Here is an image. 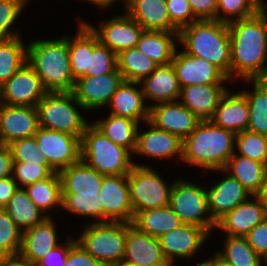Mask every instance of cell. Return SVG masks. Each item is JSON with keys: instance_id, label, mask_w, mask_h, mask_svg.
<instances>
[{"instance_id": "6da1fadb", "label": "cell", "mask_w": 267, "mask_h": 266, "mask_svg": "<svg viewBox=\"0 0 267 266\" xmlns=\"http://www.w3.org/2000/svg\"><path fill=\"white\" fill-rule=\"evenodd\" d=\"M231 39L230 81L267 79V11L228 23ZM236 75V76H235Z\"/></svg>"}, {"instance_id": "7a4b0ae2", "label": "cell", "mask_w": 267, "mask_h": 266, "mask_svg": "<svg viewBox=\"0 0 267 266\" xmlns=\"http://www.w3.org/2000/svg\"><path fill=\"white\" fill-rule=\"evenodd\" d=\"M235 136L210 120L200 121L183 141L182 162L211 172L223 170L236 152Z\"/></svg>"}, {"instance_id": "3957f363", "label": "cell", "mask_w": 267, "mask_h": 266, "mask_svg": "<svg viewBox=\"0 0 267 266\" xmlns=\"http://www.w3.org/2000/svg\"><path fill=\"white\" fill-rule=\"evenodd\" d=\"M27 62L47 92H73L76 81L70 67L68 35L32 40L27 46Z\"/></svg>"}, {"instance_id": "277c9868", "label": "cell", "mask_w": 267, "mask_h": 266, "mask_svg": "<svg viewBox=\"0 0 267 266\" xmlns=\"http://www.w3.org/2000/svg\"><path fill=\"white\" fill-rule=\"evenodd\" d=\"M183 50L218 67L230 80L231 39L228 23L199 20L179 31Z\"/></svg>"}, {"instance_id": "5b68a950", "label": "cell", "mask_w": 267, "mask_h": 266, "mask_svg": "<svg viewBox=\"0 0 267 266\" xmlns=\"http://www.w3.org/2000/svg\"><path fill=\"white\" fill-rule=\"evenodd\" d=\"M81 160L104 176L128 175L134 165L126 148L115 144L92 122L80 139Z\"/></svg>"}, {"instance_id": "8992f818", "label": "cell", "mask_w": 267, "mask_h": 266, "mask_svg": "<svg viewBox=\"0 0 267 266\" xmlns=\"http://www.w3.org/2000/svg\"><path fill=\"white\" fill-rule=\"evenodd\" d=\"M36 108L39 127L48 130L64 132L81 139L90 124L79 112L84 108L73 92H47Z\"/></svg>"}, {"instance_id": "52a82bcc", "label": "cell", "mask_w": 267, "mask_h": 266, "mask_svg": "<svg viewBox=\"0 0 267 266\" xmlns=\"http://www.w3.org/2000/svg\"><path fill=\"white\" fill-rule=\"evenodd\" d=\"M76 241L103 266H114L125 254L127 223L118 221H91Z\"/></svg>"}, {"instance_id": "ba28073f", "label": "cell", "mask_w": 267, "mask_h": 266, "mask_svg": "<svg viewBox=\"0 0 267 266\" xmlns=\"http://www.w3.org/2000/svg\"><path fill=\"white\" fill-rule=\"evenodd\" d=\"M127 176L134 216L141 211L169 205L173 183L167 184L152 167L134 162Z\"/></svg>"}, {"instance_id": "9c48e42d", "label": "cell", "mask_w": 267, "mask_h": 266, "mask_svg": "<svg viewBox=\"0 0 267 266\" xmlns=\"http://www.w3.org/2000/svg\"><path fill=\"white\" fill-rule=\"evenodd\" d=\"M184 179L173 181L169 206L184 224L204 228L209 234L216 227L208 209L206 188Z\"/></svg>"}, {"instance_id": "30bf717a", "label": "cell", "mask_w": 267, "mask_h": 266, "mask_svg": "<svg viewBox=\"0 0 267 266\" xmlns=\"http://www.w3.org/2000/svg\"><path fill=\"white\" fill-rule=\"evenodd\" d=\"M40 152L57 173L81 159L80 138L42 127L34 135Z\"/></svg>"}, {"instance_id": "8fae6325", "label": "cell", "mask_w": 267, "mask_h": 266, "mask_svg": "<svg viewBox=\"0 0 267 266\" xmlns=\"http://www.w3.org/2000/svg\"><path fill=\"white\" fill-rule=\"evenodd\" d=\"M102 203V220L132 223L134 213L127 175L104 176L98 194Z\"/></svg>"}, {"instance_id": "7c38bea8", "label": "cell", "mask_w": 267, "mask_h": 266, "mask_svg": "<svg viewBox=\"0 0 267 266\" xmlns=\"http://www.w3.org/2000/svg\"><path fill=\"white\" fill-rule=\"evenodd\" d=\"M0 91L2 104L33 107H36L47 93L39 76L28 62L0 86Z\"/></svg>"}, {"instance_id": "4fadbf2b", "label": "cell", "mask_w": 267, "mask_h": 266, "mask_svg": "<svg viewBox=\"0 0 267 266\" xmlns=\"http://www.w3.org/2000/svg\"><path fill=\"white\" fill-rule=\"evenodd\" d=\"M123 80L117 68L101 76H84L76 80L73 94L84 111L100 109L109 104Z\"/></svg>"}, {"instance_id": "5bb4252c", "label": "cell", "mask_w": 267, "mask_h": 266, "mask_svg": "<svg viewBox=\"0 0 267 266\" xmlns=\"http://www.w3.org/2000/svg\"><path fill=\"white\" fill-rule=\"evenodd\" d=\"M124 14L113 16L96 28L85 22L98 36L99 41L108 46L116 55L121 51L136 47L141 34L145 30L125 11Z\"/></svg>"}, {"instance_id": "9a60e30c", "label": "cell", "mask_w": 267, "mask_h": 266, "mask_svg": "<svg viewBox=\"0 0 267 266\" xmlns=\"http://www.w3.org/2000/svg\"><path fill=\"white\" fill-rule=\"evenodd\" d=\"M204 228L191 224H182L178 228L161 235L158 239L166 260L172 266L175 258L189 259L197 254L199 249L209 239Z\"/></svg>"}, {"instance_id": "2e32d148", "label": "cell", "mask_w": 267, "mask_h": 266, "mask_svg": "<svg viewBox=\"0 0 267 266\" xmlns=\"http://www.w3.org/2000/svg\"><path fill=\"white\" fill-rule=\"evenodd\" d=\"M172 59V64L176 71V76L181 88L192 85L204 84H224L230 80L215 65L203 58L187 54L183 49L177 52Z\"/></svg>"}, {"instance_id": "e0dca14e", "label": "cell", "mask_w": 267, "mask_h": 266, "mask_svg": "<svg viewBox=\"0 0 267 266\" xmlns=\"http://www.w3.org/2000/svg\"><path fill=\"white\" fill-rule=\"evenodd\" d=\"M148 121L185 140L201 121L179 101L150 105Z\"/></svg>"}, {"instance_id": "ac0fdd59", "label": "cell", "mask_w": 267, "mask_h": 266, "mask_svg": "<svg viewBox=\"0 0 267 266\" xmlns=\"http://www.w3.org/2000/svg\"><path fill=\"white\" fill-rule=\"evenodd\" d=\"M39 128L37 108L0 104V144L32 137Z\"/></svg>"}, {"instance_id": "d6986e66", "label": "cell", "mask_w": 267, "mask_h": 266, "mask_svg": "<svg viewBox=\"0 0 267 266\" xmlns=\"http://www.w3.org/2000/svg\"><path fill=\"white\" fill-rule=\"evenodd\" d=\"M226 173L219 182L213 183L210 189H206L208 209L212 219L217 222L226 213L234 210L239 204L252 195L247 189L234 177L230 176L224 170H213Z\"/></svg>"}, {"instance_id": "ffe728a7", "label": "cell", "mask_w": 267, "mask_h": 266, "mask_svg": "<svg viewBox=\"0 0 267 266\" xmlns=\"http://www.w3.org/2000/svg\"><path fill=\"white\" fill-rule=\"evenodd\" d=\"M123 260L140 266H171L163 255L160 241L127 223V237Z\"/></svg>"}, {"instance_id": "44dd1931", "label": "cell", "mask_w": 267, "mask_h": 266, "mask_svg": "<svg viewBox=\"0 0 267 266\" xmlns=\"http://www.w3.org/2000/svg\"><path fill=\"white\" fill-rule=\"evenodd\" d=\"M150 128L140 134L137 131V144L134 154L148 158L170 159L183 157V140L178 136L155 127L149 121L145 122ZM177 156V157H176Z\"/></svg>"}, {"instance_id": "7402d4cb", "label": "cell", "mask_w": 267, "mask_h": 266, "mask_svg": "<svg viewBox=\"0 0 267 266\" xmlns=\"http://www.w3.org/2000/svg\"><path fill=\"white\" fill-rule=\"evenodd\" d=\"M234 210L226 213L216 222L215 229L223 230L225 235L245 237L249 231L267 216L262 201L252 195Z\"/></svg>"}, {"instance_id": "603a6c76", "label": "cell", "mask_w": 267, "mask_h": 266, "mask_svg": "<svg viewBox=\"0 0 267 266\" xmlns=\"http://www.w3.org/2000/svg\"><path fill=\"white\" fill-rule=\"evenodd\" d=\"M138 86L139 82L123 80L107 105L112 115L129 118L139 124L148 121L151 104L146 105L142 88Z\"/></svg>"}, {"instance_id": "cb8c5ba5", "label": "cell", "mask_w": 267, "mask_h": 266, "mask_svg": "<svg viewBox=\"0 0 267 266\" xmlns=\"http://www.w3.org/2000/svg\"><path fill=\"white\" fill-rule=\"evenodd\" d=\"M227 90L223 84H196L181 88L178 101L201 121L210 120Z\"/></svg>"}, {"instance_id": "d4e9b609", "label": "cell", "mask_w": 267, "mask_h": 266, "mask_svg": "<svg viewBox=\"0 0 267 266\" xmlns=\"http://www.w3.org/2000/svg\"><path fill=\"white\" fill-rule=\"evenodd\" d=\"M210 121L218 127L235 134L247 130L249 123V107L246 97L240 92L230 90L220 99Z\"/></svg>"}, {"instance_id": "484cf974", "label": "cell", "mask_w": 267, "mask_h": 266, "mask_svg": "<svg viewBox=\"0 0 267 266\" xmlns=\"http://www.w3.org/2000/svg\"><path fill=\"white\" fill-rule=\"evenodd\" d=\"M53 217H47L42 223L28 228L22 233L20 255L36 264L59 244Z\"/></svg>"}, {"instance_id": "4316f807", "label": "cell", "mask_w": 267, "mask_h": 266, "mask_svg": "<svg viewBox=\"0 0 267 266\" xmlns=\"http://www.w3.org/2000/svg\"><path fill=\"white\" fill-rule=\"evenodd\" d=\"M140 83L145 100L155 104L175 102L180 96L181 87L172 63L159 65L148 77Z\"/></svg>"}, {"instance_id": "83f0119b", "label": "cell", "mask_w": 267, "mask_h": 266, "mask_svg": "<svg viewBox=\"0 0 267 266\" xmlns=\"http://www.w3.org/2000/svg\"><path fill=\"white\" fill-rule=\"evenodd\" d=\"M125 12L145 30L179 32L171 22L166 0H129Z\"/></svg>"}, {"instance_id": "f1b7e54d", "label": "cell", "mask_w": 267, "mask_h": 266, "mask_svg": "<svg viewBox=\"0 0 267 266\" xmlns=\"http://www.w3.org/2000/svg\"><path fill=\"white\" fill-rule=\"evenodd\" d=\"M58 174L62 193H76V195H98L104 178V175L81 159Z\"/></svg>"}, {"instance_id": "f546056e", "label": "cell", "mask_w": 267, "mask_h": 266, "mask_svg": "<svg viewBox=\"0 0 267 266\" xmlns=\"http://www.w3.org/2000/svg\"><path fill=\"white\" fill-rule=\"evenodd\" d=\"M174 38L179 41V32L144 30L136 47L158 65H167L177 49Z\"/></svg>"}, {"instance_id": "4dcf8cb0", "label": "cell", "mask_w": 267, "mask_h": 266, "mask_svg": "<svg viewBox=\"0 0 267 266\" xmlns=\"http://www.w3.org/2000/svg\"><path fill=\"white\" fill-rule=\"evenodd\" d=\"M182 224L184 223L169 205L141 211L132 221V225L138 230L157 238Z\"/></svg>"}, {"instance_id": "1f68e13d", "label": "cell", "mask_w": 267, "mask_h": 266, "mask_svg": "<svg viewBox=\"0 0 267 266\" xmlns=\"http://www.w3.org/2000/svg\"><path fill=\"white\" fill-rule=\"evenodd\" d=\"M223 170L238 180L251 195H257L264 183L267 166L234 153Z\"/></svg>"}, {"instance_id": "d6a6232c", "label": "cell", "mask_w": 267, "mask_h": 266, "mask_svg": "<svg viewBox=\"0 0 267 266\" xmlns=\"http://www.w3.org/2000/svg\"><path fill=\"white\" fill-rule=\"evenodd\" d=\"M252 83V91H240L248 102L247 130L267 136V79L244 80ZM248 81V82H247Z\"/></svg>"}, {"instance_id": "836d02e7", "label": "cell", "mask_w": 267, "mask_h": 266, "mask_svg": "<svg viewBox=\"0 0 267 266\" xmlns=\"http://www.w3.org/2000/svg\"><path fill=\"white\" fill-rule=\"evenodd\" d=\"M93 124L115 144L134 154L140 125L137 121L109 114L107 118L96 120Z\"/></svg>"}, {"instance_id": "e575fe53", "label": "cell", "mask_w": 267, "mask_h": 266, "mask_svg": "<svg viewBox=\"0 0 267 266\" xmlns=\"http://www.w3.org/2000/svg\"><path fill=\"white\" fill-rule=\"evenodd\" d=\"M4 210L22 231L42 223L48 217L31 201L24 188L14 193Z\"/></svg>"}, {"instance_id": "d590c367", "label": "cell", "mask_w": 267, "mask_h": 266, "mask_svg": "<svg viewBox=\"0 0 267 266\" xmlns=\"http://www.w3.org/2000/svg\"><path fill=\"white\" fill-rule=\"evenodd\" d=\"M24 189L31 201L48 217L50 214L47 211L56 207L62 208L61 179L57 172L46 179L27 185Z\"/></svg>"}, {"instance_id": "8d00e7d4", "label": "cell", "mask_w": 267, "mask_h": 266, "mask_svg": "<svg viewBox=\"0 0 267 266\" xmlns=\"http://www.w3.org/2000/svg\"><path fill=\"white\" fill-rule=\"evenodd\" d=\"M158 66L150 57L141 53L137 47L123 50L117 55V69L123 79L127 81L141 82Z\"/></svg>"}, {"instance_id": "74e56055", "label": "cell", "mask_w": 267, "mask_h": 266, "mask_svg": "<svg viewBox=\"0 0 267 266\" xmlns=\"http://www.w3.org/2000/svg\"><path fill=\"white\" fill-rule=\"evenodd\" d=\"M22 39L20 35L0 42V86L27 62V45Z\"/></svg>"}, {"instance_id": "f35d334b", "label": "cell", "mask_w": 267, "mask_h": 266, "mask_svg": "<svg viewBox=\"0 0 267 266\" xmlns=\"http://www.w3.org/2000/svg\"><path fill=\"white\" fill-rule=\"evenodd\" d=\"M77 25L76 35H68L70 67L75 81L86 75L89 62V26L83 19Z\"/></svg>"}, {"instance_id": "ab89813d", "label": "cell", "mask_w": 267, "mask_h": 266, "mask_svg": "<svg viewBox=\"0 0 267 266\" xmlns=\"http://www.w3.org/2000/svg\"><path fill=\"white\" fill-rule=\"evenodd\" d=\"M222 250L217 255L231 266H262L261 257L245 237L226 235Z\"/></svg>"}, {"instance_id": "60d3db41", "label": "cell", "mask_w": 267, "mask_h": 266, "mask_svg": "<svg viewBox=\"0 0 267 266\" xmlns=\"http://www.w3.org/2000/svg\"><path fill=\"white\" fill-rule=\"evenodd\" d=\"M117 68V55L89 27V62L85 76H98L113 72Z\"/></svg>"}, {"instance_id": "b9f144b4", "label": "cell", "mask_w": 267, "mask_h": 266, "mask_svg": "<svg viewBox=\"0 0 267 266\" xmlns=\"http://www.w3.org/2000/svg\"><path fill=\"white\" fill-rule=\"evenodd\" d=\"M240 156L250 158L267 166V136L244 130L235 136V150Z\"/></svg>"}, {"instance_id": "7bdbcfd3", "label": "cell", "mask_w": 267, "mask_h": 266, "mask_svg": "<svg viewBox=\"0 0 267 266\" xmlns=\"http://www.w3.org/2000/svg\"><path fill=\"white\" fill-rule=\"evenodd\" d=\"M76 216L90 217L99 222L102 219V203L98 195H76V193H62V208Z\"/></svg>"}, {"instance_id": "ee69618b", "label": "cell", "mask_w": 267, "mask_h": 266, "mask_svg": "<svg viewBox=\"0 0 267 266\" xmlns=\"http://www.w3.org/2000/svg\"><path fill=\"white\" fill-rule=\"evenodd\" d=\"M23 231L18 228L8 213L0 209V257L20 253Z\"/></svg>"}, {"instance_id": "f6af8a7d", "label": "cell", "mask_w": 267, "mask_h": 266, "mask_svg": "<svg viewBox=\"0 0 267 266\" xmlns=\"http://www.w3.org/2000/svg\"><path fill=\"white\" fill-rule=\"evenodd\" d=\"M259 11L251 0H217L216 20L230 23L252 17Z\"/></svg>"}, {"instance_id": "bcb514c9", "label": "cell", "mask_w": 267, "mask_h": 266, "mask_svg": "<svg viewBox=\"0 0 267 266\" xmlns=\"http://www.w3.org/2000/svg\"><path fill=\"white\" fill-rule=\"evenodd\" d=\"M27 1L30 0H0V35L4 39L21 35L19 31L12 28L27 6Z\"/></svg>"}, {"instance_id": "7dc6e473", "label": "cell", "mask_w": 267, "mask_h": 266, "mask_svg": "<svg viewBox=\"0 0 267 266\" xmlns=\"http://www.w3.org/2000/svg\"><path fill=\"white\" fill-rule=\"evenodd\" d=\"M52 173L56 172L49 165L13 162L12 178L19 188H25L29 184L46 179Z\"/></svg>"}, {"instance_id": "c3c4849f", "label": "cell", "mask_w": 267, "mask_h": 266, "mask_svg": "<svg viewBox=\"0 0 267 266\" xmlns=\"http://www.w3.org/2000/svg\"><path fill=\"white\" fill-rule=\"evenodd\" d=\"M13 162L38 163V165H49L44 155L40 152L35 137L17 139L8 144Z\"/></svg>"}, {"instance_id": "681fc988", "label": "cell", "mask_w": 267, "mask_h": 266, "mask_svg": "<svg viewBox=\"0 0 267 266\" xmlns=\"http://www.w3.org/2000/svg\"><path fill=\"white\" fill-rule=\"evenodd\" d=\"M166 8L171 22L179 30L199 21L187 0H166Z\"/></svg>"}, {"instance_id": "f907efd6", "label": "cell", "mask_w": 267, "mask_h": 266, "mask_svg": "<svg viewBox=\"0 0 267 266\" xmlns=\"http://www.w3.org/2000/svg\"><path fill=\"white\" fill-rule=\"evenodd\" d=\"M75 242V238L73 239L71 237L69 239L68 236L67 241L63 245L60 243L57 247L50 250L35 266H65L68 258V251Z\"/></svg>"}, {"instance_id": "816d5d0a", "label": "cell", "mask_w": 267, "mask_h": 266, "mask_svg": "<svg viewBox=\"0 0 267 266\" xmlns=\"http://www.w3.org/2000/svg\"><path fill=\"white\" fill-rule=\"evenodd\" d=\"M249 245L261 257L267 252V217L245 236Z\"/></svg>"}, {"instance_id": "f5cc1de1", "label": "cell", "mask_w": 267, "mask_h": 266, "mask_svg": "<svg viewBox=\"0 0 267 266\" xmlns=\"http://www.w3.org/2000/svg\"><path fill=\"white\" fill-rule=\"evenodd\" d=\"M65 266H103L93 258L77 241L70 247Z\"/></svg>"}, {"instance_id": "db71d44e", "label": "cell", "mask_w": 267, "mask_h": 266, "mask_svg": "<svg viewBox=\"0 0 267 266\" xmlns=\"http://www.w3.org/2000/svg\"><path fill=\"white\" fill-rule=\"evenodd\" d=\"M199 20H216L217 0H187Z\"/></svg>"}, {"instance_id": "11a10c76", "label": "cell", "mask_w": 267, "mask_h": 266, "mask_svg": "<svg viewBox=\"0 0 267 266\" xmlns=\"http://www.w3.org/2000/svg\"><path fill=\"white\" fill-rule=\"evenodd\" d=\"M18 189L19 187L12 176L0 179V209H4Z\"/></svg>"}, {"instance_id": "9f6ffc18", "label": "cell", "mask_w": 267, "mask_h": 266, "mask_svg": "<svg viewBox=\"0 0 267 266\" xmlns=\"http://www.w3.org/2000/svg\"><path fill=\"white\" fill-rule=\"evenodd\" d=\"M13 158L8 145L0 144V179L12 176Z\"/></svg>"}, {"instance_id": "6f0895ef", "label": "cell", "mask_w": 267, "mask_h": 266, "mask_svg": "<svg viewBox=\"0 0 267 266\" xmlns=\"http://www.w3.org/2000/svg\"><path fill=\"white\" fill-rule=\"evenodd\" d=\"M0 266H35L20 254L0 257Z\"/></svg>"}, {"instance_id": "680465c9", "label": "cell", "mask_w": 267, "mask_h": 266, "mask_svg": "<svg viewBox=\"0 0 267 266\" xmlns=\"http://www.w3.org/2000/svg\"><path fill=\"white\" fill-rule=\"evenodd\" d=\"M87 2L92 3L93 5L97 6L98 8H105L107 9V7L111 6L115 1L117 0H84ZM124 1V10L127 8L129 0H123Z\"/></svg>"}, {"instance_id": "91938a15", "label": "cell", "mask_w": 267, "mask_h": 266, "mask_svg": "<svg viewBox=\"0 0 267 266\" xmlns=\"http://www.w3.org/2000/svg\"><path fill=\"white\" fill-rule=\"evenodd\" d=\"M257 196L262 201V204L264 206L265 213H266V216H267V171H266V174H265L264 183L262 185V188H261L260 192L257 194Z\"/></svg>"}, {"instance_id": "94428289", "label": "cell", "mask_w": 267, "mask_h": 266, "mask_svg": "<svg viewBox=\"0 0 267 266\" xmlns=\"http://www.w3.org/2000/svg\"><path fill=\"white\" fill-rule=\"evenodd\" d=\"M211 266H231L221 257H219L216 253L211 257Z\"/></svg>"}, {"instance_id": "6125c7cd", "label": "cell", "mask_w": 267, "mask_h": 266, "mask_svg": "<svg viewBox=\"0 0 267 266\" xmlns=\"http://www.w3.org/2000/svg\"><path fill=\"white\" fill-rule=\"evenodd\" d=\"M260 10H267L264 0H251Z\"/></svg>"}, {"instance_id": "be15d7a7", "label": "cell", "mask_w": 267, "mask_h": 266, "mask_svg": "<svg viewBox=\"0 0 267 266\" xmlns=\"http://www.w3.org/2000/svg\"><path fill=\"white\" fill-rule=\"evenodd\" d=\"M114 266H140V265L131 263L129 261L122 260L121 262H119L118 264H116Z\"/></svg>"}, {"instance_id": "e7e4bbea", "label": "cell", "mask_w": 267, "mask_h": 266, "mask_svg": "<svg viewBox=\"0 0 267 266\" xmlns=\"http://www.w3.org/2000/svg\"><path fill=\"white\" fill-rule=\"evenodd\" d=\"M196 266H211V257L204 260L203 262H200V264H198Z\"/></svg>"}, {"instance_id": "03108f58", "label": "cell", "mask_w": 267, "mask_h": 266, "mask_svg": "<svg viewBox=\"0 0 267 266\" xmlns=\"http://www.w3.org/2000/svg\"><path fill=\"white\" fill-rule=\"evenodd\" d=\"M261 263L267 265V252L261 256Z\"/></svg>"}, {"instance_id": "003e7915", "label": "cell", "mask_w": 267, "mask_h": 266, "mask_svg": "<svg viewBox=\"0 0 267 266\" xmlns=\"http://www.w3.org/2000/svg\"><path fill=\"white\" fill-rule=\"evenodd\" d=\"M4 38L0 35V42L3 40Z\"/></svg>"}]
</instances>
